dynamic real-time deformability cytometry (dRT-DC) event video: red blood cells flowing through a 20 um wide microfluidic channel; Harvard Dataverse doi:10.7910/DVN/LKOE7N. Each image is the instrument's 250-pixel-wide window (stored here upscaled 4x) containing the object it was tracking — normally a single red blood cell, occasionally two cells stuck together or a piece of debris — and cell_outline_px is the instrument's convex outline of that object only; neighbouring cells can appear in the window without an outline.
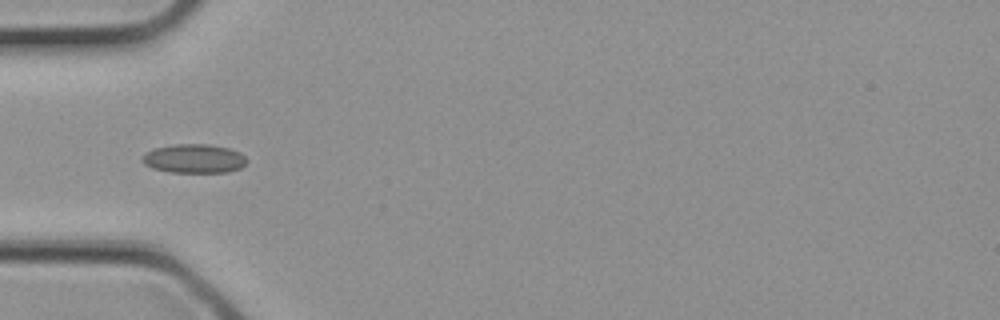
{"species": "common noctule bat (a hibernating species)", "species_latin": "Nyctalus noctula", "temperature_condition": "cold", "stored_images_in_passage": 4, "camera_frame_rate_fps": 3000, "um_per_image_px": 0.085, "animal": {"sex": "female", "body_mass_g": 21.9}, "frame": {"image": 1, "passage_image": 4, "time_ms": 1.0, "image_size_px": [1000, 320], "cell_outline_px": [[248, 160], [240, 168], [228, 172], [168, 172], [152, 168], [144, 164], [140, 160], [140, 156], [144, 152], [156, 148], [176, 144], [208, 144], [228, 148], [240, 152]], "centroid_in_image_um": [16.45, 13.48], "position_along_channel_um": 68.5, "area_um2": 17.74}}